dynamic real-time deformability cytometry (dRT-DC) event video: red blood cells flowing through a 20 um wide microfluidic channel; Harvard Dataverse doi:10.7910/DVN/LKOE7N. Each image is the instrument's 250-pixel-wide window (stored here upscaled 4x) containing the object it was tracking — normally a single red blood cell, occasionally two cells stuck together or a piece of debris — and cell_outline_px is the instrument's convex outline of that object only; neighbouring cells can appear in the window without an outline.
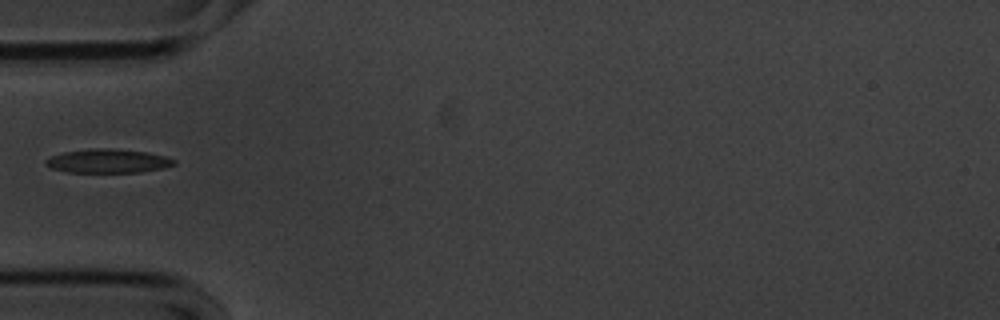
{"species": "common noctule bat (a hibernating species)", "species_latin": "Nyctalus noctula", "temperature_condition": "cold", "stored_images_in_passage": 14, "camera_frame_rate_fps": 3000, "um_per_image_px": 0.085, "animal": {"sex": "male", "body_mass_g": 20.1, "forearm_length_mm": 53.5}, "frame": {"image": 1, "passage_image": 1, "time_ms": 0.0, "image_size_px": [1000, 320], "cell_outline_px": [[176, 164], [164, 168], [140, 172], [68, 172], [52, 168], [44, 164], [44, 160], [52, 156], [64, 152], [92, 148], [116, 148], [148, 152], [164, 156], [176, 160]], "centroid_in_image_um": [9.19, 13.68], "position_along_channel_um": 75.8, "area_um2": 17.92}}
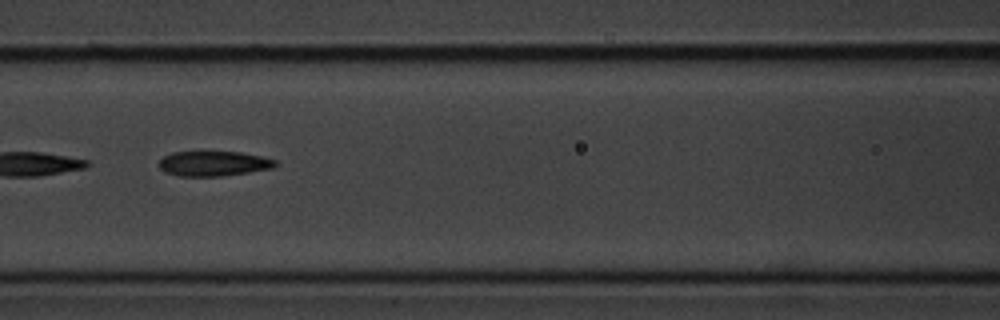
{"frame": {"image": 2, "passage_image": 7, "time_ms": 2.0, "image_size_px": [1000, 320], "cell_outline_px": [[276, 164], [272, 168], [248, 172], [220, 176], [176, 176], [164, 172], [160, 168], [160, 160], [164, 156], [172, 152], [240, 152], [260, 156], [276, 160]], "centroid_in_image_um": [18.12, 13.9], "position_along_channel_um": 148.5, "area_um2": 16.76}}